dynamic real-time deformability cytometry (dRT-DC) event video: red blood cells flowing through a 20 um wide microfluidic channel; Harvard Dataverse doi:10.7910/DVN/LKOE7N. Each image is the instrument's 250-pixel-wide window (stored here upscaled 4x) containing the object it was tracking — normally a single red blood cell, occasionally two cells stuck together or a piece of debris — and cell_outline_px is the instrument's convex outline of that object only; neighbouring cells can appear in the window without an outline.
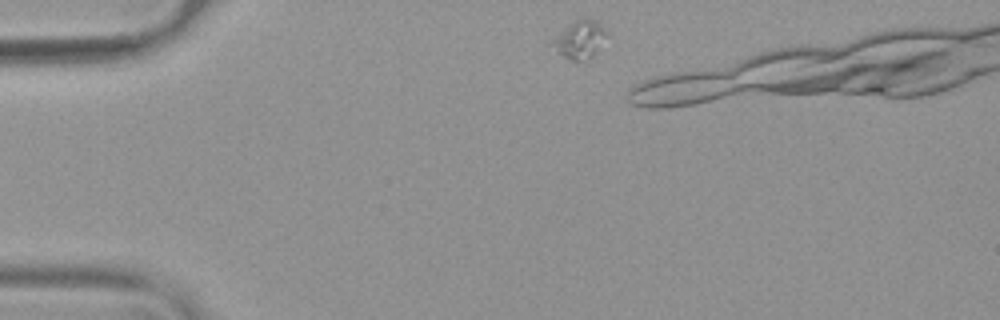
{"species": "common noctule bat (a hibernating species)", "species_latin": "Nyctalus noctula", "temperature_condition": "warm", "stored_images_in_passage": 6, "camera_frame_rate_fps": 3000, "um_per_image_px": 0.085, "animal": {"sex": "female", "body_mass_g": 19.9}, "frame": {"image": 1, "passage_image": 1, "time_ms": 0.0, "image_size_px": [1000, 320], "cell_outline_px": [[608, 32], [592, 56], [584, 60], [572, 60], [556, 52], [548, 44], [556, 36], [576, 20], [584, 16], [596, 20]], "centroid_in_image_um": [49.25, 3.34], "position_along_channel_um": 35.7, "area_um2": 11.68}}